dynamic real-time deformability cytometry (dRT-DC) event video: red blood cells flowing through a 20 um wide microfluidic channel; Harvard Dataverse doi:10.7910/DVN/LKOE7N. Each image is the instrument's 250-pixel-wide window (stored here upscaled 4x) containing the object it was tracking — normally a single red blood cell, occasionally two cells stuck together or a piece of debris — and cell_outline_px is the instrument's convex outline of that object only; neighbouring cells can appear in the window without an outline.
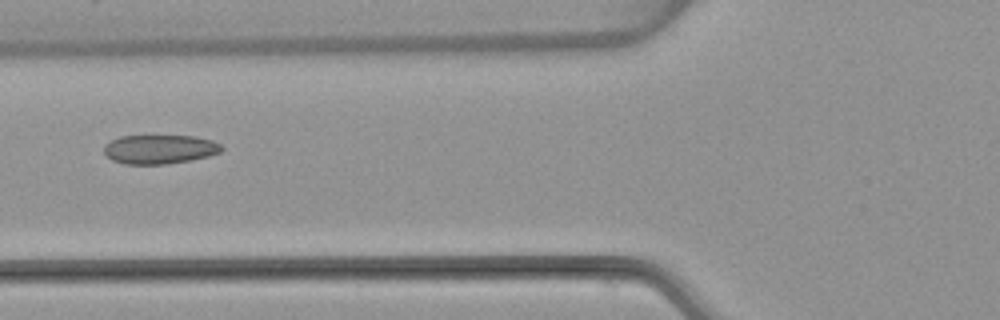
{"species": "common noctule bat (a hibernating species)", "species_latin": "Nyctalus noctula", "temperature_condition": "warm", "stored_images_in_passage": 5, "camera_frame_rate_fps": 3000, "um_per_image_px": 0.085, "animal": {"sex": "female", "body_mass_g": 22.7, "forearm_length_mm": 54.2}, "frame": {"image": 1, "passage_image": 5, "time_ms": 6.0, "image_size_px": [1000, 320], "cell_outline_px": [[224, 148], [220, 152], [208, 156], [192, 160], [164, 164], [124, 164], [112, 160], [104, 152], [104, 144], [120, 136], [196, 136], [212, 140], [220, 144]], "centroid_in_image_um": [13.58, 12.68], "position_along_channel_um": 112.2, "area_um2": 19.94}}